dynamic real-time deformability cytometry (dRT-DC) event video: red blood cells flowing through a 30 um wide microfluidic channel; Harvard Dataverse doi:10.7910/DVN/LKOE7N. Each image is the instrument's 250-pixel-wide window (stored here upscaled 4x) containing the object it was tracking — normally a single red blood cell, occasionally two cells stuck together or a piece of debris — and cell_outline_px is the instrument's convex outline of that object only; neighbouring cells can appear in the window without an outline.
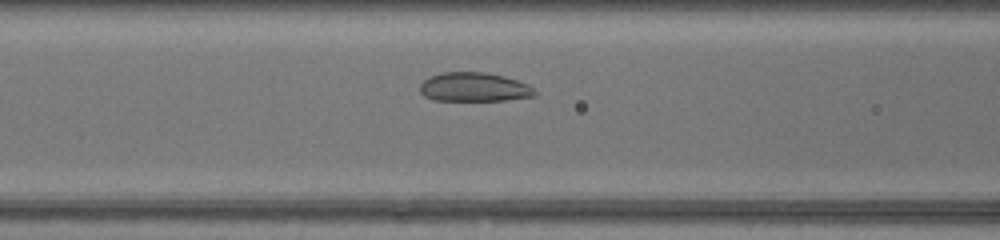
{"species": "common noctule bat (a hibernating species)", "species_latin": "Nyctalus noctula", "temperature_condition": "warm", "stored_images_in_passage": 36, "camera_frame_rate_fps": 3000, "um_per_image_px": 0.085, "animal": {"sex": "female", "body_mass_g": 17.0, "forearm_length_mm": 48.0}, "frame": {"image": 1, "passage_image": 12, "time_ms": 3.667, "image_size_px": [1000, 240], "cell_outline_px": [[536, 96], [504, 100], [432, 100], [424, 96], [420, 92], [420, 84], [424, 80], [440, 72], [484, 72], [504, 76], [528, 84], [536, 92]], "centroid_in_image_um": [40.28, 7.4], "position_along_channel_um": 126.3, "area_um2": 19.36}}
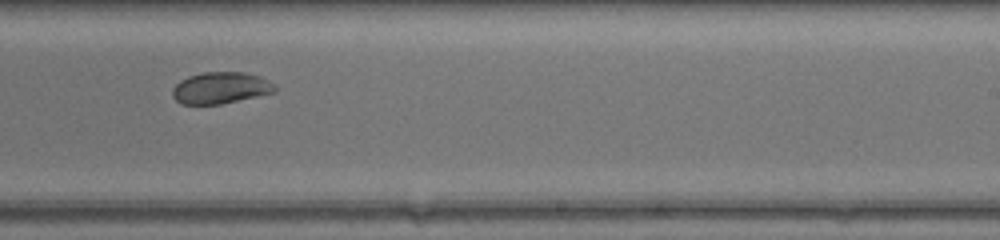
{"frame": {"image": 2, "passage_image": 22, "time_ms": 7.0, "image_size_px": [1000, 240], "cell_outline_px": [[276, 92], [220, 104], [180, 104], [172, 96], [172, 88], [180, 80], [188, 76], [204, 72], [244, 72], [260, 76], [268, 80], [276, 88]], "centroid_in_image_um": [18.73, 7.47], "position_along_channel_um": 270.3, "area_um2": 18.84}}
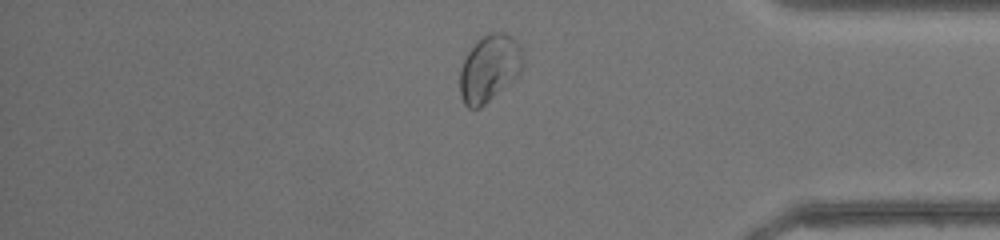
{"frame": {"image": 3, "passage_image": 32, "time_ms": 10.333, "image_size_px": [1000, 240], "cell_outline_px": [[524, 64], [520, 72], [512, 80], [480, 108], [468, 108], [464, 104], [460, 96], [460, 68], [468, 52], [488, 32], [504, 32], [512, 36], [516, 40], [524, 56]], "centroid_in_image_um": [41.6, 5.8], "position_along_channel_um": 393.6, "area_um2": 24.33}}